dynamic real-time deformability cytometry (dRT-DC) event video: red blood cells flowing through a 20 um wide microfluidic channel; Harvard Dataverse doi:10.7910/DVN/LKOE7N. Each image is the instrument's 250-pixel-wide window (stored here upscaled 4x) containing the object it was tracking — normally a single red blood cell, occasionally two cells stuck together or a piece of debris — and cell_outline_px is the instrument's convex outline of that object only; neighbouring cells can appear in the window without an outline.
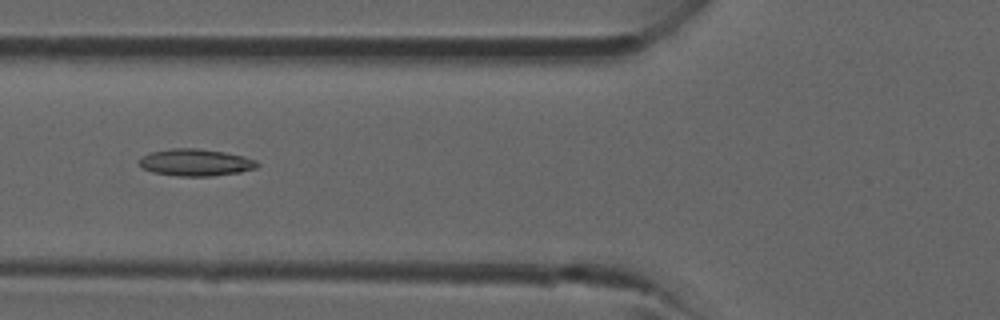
{"species": "common noctule bat (a hibernating species)", "species_latin": "Nyctalus noctula", "temperature_condition": "room temperature", "stored_images_in_passage": 40, "camera_frame_rate_fps": 3000, "um_per_image_px": 0.085, "animal": {"sex": "male", "forearm_length_mm": 52.5}, "frame": {"image": 1, "passage_image": 15, "time_ms": 4.667, "image_size_px": [1000, 320], "cell_outline_px": [[260, 164], [256, 168], [240, 172], [212, 176], [176, 176], [152, 172], [144, 168], [140, 164], [140, 160], [144, 156], [152, 152], [172, 148], [196, 148], [224, 152], [244, 156], [256, 160]], "centroid_in_image_um": [16.67, 13.81], "position_along_channel_um": 109.1, "area_um2": 18.44}}
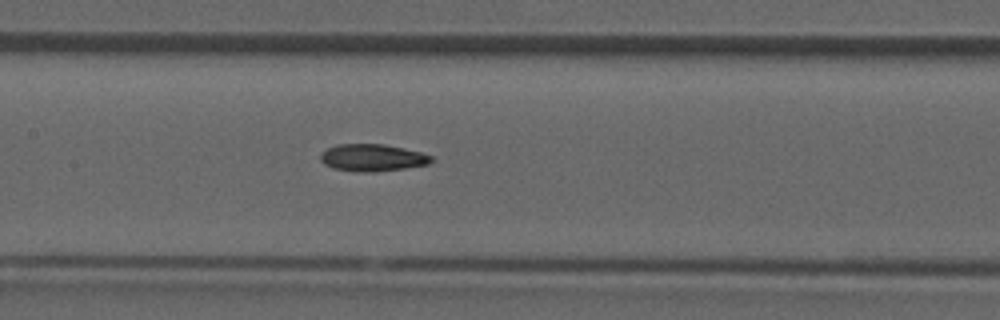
{"frame": {"image": 2, "passage_image": 19, "time_ms": 6.0, "image_size_px": [1000, 320], "cell_outline_px": [[432, 160], [428, 164], [404, 168], [372, 172], [336, 168], [324, 164], [320, 160], [320, 156], [328, 148], [336, 144], [384, 144], [420, 152], [432, 156]], "centroid_in_image_um": [31.66, 13.38], "position_along_channel_um": 175.7, "area_um2": 17.05}}
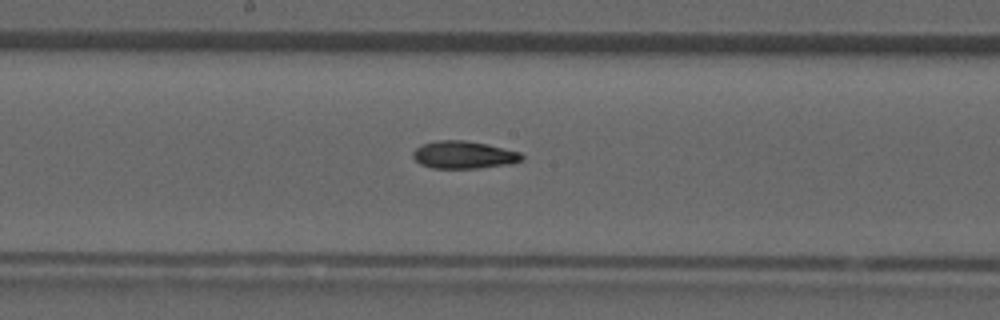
{"frame": {"image": 3, "passage_image": 21, "time_ms": 6.667, "image_size_px": [1000, 320], "cell_outline_px": [[524, 160], [512, 164], [476, 168], [432, 168], [420, 164], [412, 156], [412, 152], [420, 144], [440, 140], [464, 140], [488, 144], [520, 152], [524, 156]], "centroid_in_image_um": [39.43, 13.16], "position_along_channel_um": 208.8, "area_um2": 17.63}}